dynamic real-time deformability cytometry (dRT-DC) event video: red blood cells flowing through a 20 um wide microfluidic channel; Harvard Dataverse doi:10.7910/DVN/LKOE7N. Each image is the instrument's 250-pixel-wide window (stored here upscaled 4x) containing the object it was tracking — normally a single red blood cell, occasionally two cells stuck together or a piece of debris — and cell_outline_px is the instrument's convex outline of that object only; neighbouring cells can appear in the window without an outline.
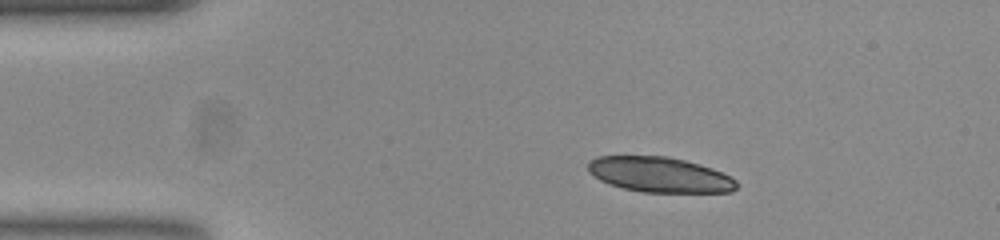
{"species": "common noctule bat (a hibernating species)", "species_latin": "Nyctalus noctula", "temperature_condition": "room temperature", "stored_images_in_passage": 45, "camera_frame_rate_fps": 3000, "um_per_image_px": 0.085, "animal": {"sex": "female", "body_mass_g": 23.0, "forearm_length_mm": 53.4}, "frame": {"image": 1, "passage_image": 1, "time_ms": 0.0, "image_size_px": [1000, 240], "cell_outline_px": [[740, 184], [732, 192], [644, 192], [624, 188], [608, 184], [600, 180], [588, 172], [588, 160], [596, 156], [668, 156], [684, 160], [712, 168], [732, 176]], "centroid_in_image_um": [56.08, 14.84], "position_along_channel_um": 28.9, "area_um2": 30.69}}